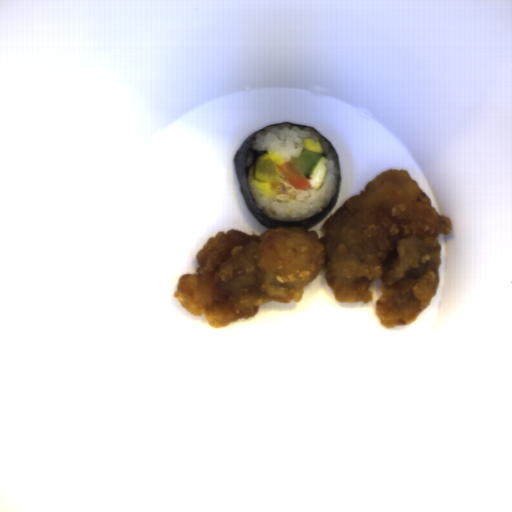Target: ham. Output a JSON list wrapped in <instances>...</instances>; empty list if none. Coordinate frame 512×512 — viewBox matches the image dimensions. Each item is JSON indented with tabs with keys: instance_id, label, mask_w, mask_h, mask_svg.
I'll return each instance as SVG.
<instances>
[{
	"instance_id": "obj_1",
	"label": "ham",
	"mask_w": 512,
	"mask_h": 512,
	"mask_svg": "<svg viewBox=\"0 0 512 512\" xmlns=\"http://www.w3.org/2000/svg\"><path fill=\"white\" fill-rule=\"evenodd\" d=\"M278 189L280 191H282L284 194H292L296 191V187H294L293 185H291L287 180L286 178L282 175V173L280 172L279 174V177L277 179V181H275Z\"/></svg>"
}]
</instances>
